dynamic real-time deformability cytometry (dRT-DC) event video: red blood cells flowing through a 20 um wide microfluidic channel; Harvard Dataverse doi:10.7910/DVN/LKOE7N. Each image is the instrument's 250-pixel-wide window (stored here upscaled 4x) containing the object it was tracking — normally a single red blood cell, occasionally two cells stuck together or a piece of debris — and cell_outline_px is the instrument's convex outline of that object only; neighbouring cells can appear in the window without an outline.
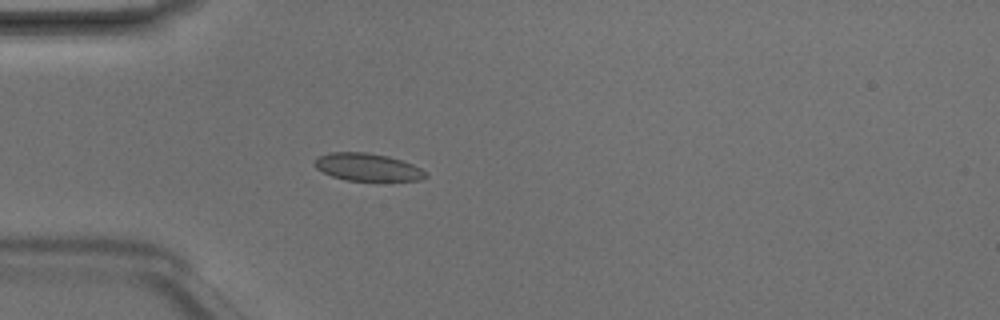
{"species": "Egyptian fruit bat (a non-hibernating species)", "species_latin": "Rousettus aegyptiacus", "temperature_condition": "room temperature", "stored_images_in_passage": 5, "camera_frame_rate_fps": 3000, "um_per_image_px": 0.085, "animal": {"sex": "male"}, "frame": {"image": 1, "passage_image": 5, "time_ms": 1.333, "image_size_px": [1000, 320], "cell_outline_px": [[428, 176], [420, 180], [380, 184], [344, 180], [332, 176], [316, 168], [312, 160], [328, 152], [364, 152], [388, 156], [412, 164], [428, 172]], "centroid_in_image_um": [31.29, 14.27], "position_along_channel_um": 53.7, "area_um2": 18.84}}